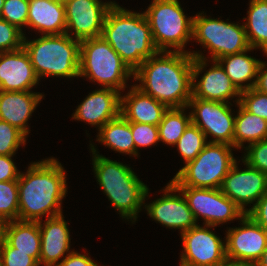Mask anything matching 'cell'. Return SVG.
<instances>
[{
  "label": "cell",
  "mask_w": 267,
  "mask_h": 266,
  "mask_svg": "<svg viewBox=\"0 0 267 266\" xmlns=\"http://www.w3.org/2000/svg\"><path fill=\"white\" fill-rule=\"evenodd\" d=\"M193 59L190 53L159 51L134 71V80L140 82L135 86L168 108L188 109Z\"/></svg>",
  "instance_id": "obj_1"
},
{
  "label": "cell",
  "mask_w": 267,
  "mask_h": 266,
  "mask_svg": "<svg viewBox=\"0 0 267 266\" xmlns=\"http://www.w3.org/2000/svg\"><path fill=\"white\" fill-rule=\"evenodd\" d=\"M18 200L20 221H41L61 215L62 201L67 193L66 174L54 157L33 162L26 173H20ZM43 216V217H42Z\"/></svg>",
  "instance_id": "obj_2"
},
{
  "label": "cell",
  "mask_w": 267,
  "mask_h": 266,
  "mask_svg": "<svg viewBox=\"0 0 267 266\" xmlns=\"http://www.w3.org/2000/svg\"><path fill=\"white\" fill-rule=\"evenodd\" d=\"M101 36L133 72L159 52L144 12H132L116 2L106 13Z\"/></svg>",
  "instance_id": "obj_3"
},
{
  "label": "cell",
  "mask_w": 267,
  "mask_h": 266,
  "mask_svg": "<svg viewBox=\"0 0 267 266\" xmlns=\"http://www.w3.org/2000/svg\"><path fill=\"white\" fill-rule=\"evenodd\" d=\"M90 149L93 154V171L100 188L113 208L121 214L120 217L135 222L145 204L149 188L129 166L98 154L92 143Z\"/></svg>",
  "instance_id": "obj_4"
},
{
  "label": "cell",
  "mask_w": 267,
  "mask_h": 266,
  "mask_svg": "<svg viewBox=\"0 0 267 266\" xmlns=\"http://www.w3.org/2000/svg\"><path fill=\"white\" fill-rule=\"evenodd\" d=\"M23 47L39 79L79 77L80 41L68 34L42 35L32 41L24 36Z\"/></svg>",
  "instance_id": "obj_5"
},
{
  "label": "cell",
  "mask_w": 267,
  "mask_h": 266,
  "mask_svg": "<svg viewBox=\"0 0 267 266\" xmlns=\"http://www.w3.org/2000/svg\"><path fill=\"white\" fill-rule=\"evenodd\" d=\"M131 76L134 72L102 36L80 41L79 77L120 92Z\"/></svg>",
  "instance_id": "obj_6"
},
{
  "label": "cell",
  "mask_w": 267,
  "mask_h": 266,
  "mask_svg": "<svg viewBox=\"0 0 267 266\" xmlns=\"http://www.w3.org/2000/svg\"><path fill=\"white\" fill-rule=\"evenodd\" d=\"M144 14L158 51L189 53L184 48L192 40L194 17L185 15L178 0H153Z\"/></svg>",
  "instance_id": "obj_7"
},
{
  "label": "cell",
  "mask_w": 267,
  "mask_h": 266,
  "mask_svg": "<svg viewBox=\"0 0 267 266\" xmlns=\"http://www.w3.org/2000/svg\"><path fill=\"white\" fill-rule=\"evenodd\" d=\"M231 148L235 147L226 143H208L171 181L177 187L220 188L224 177L237 161Z\"/></svg>",
  "instance_id": "obj_8"
},
{
  "label": "cell",
  "mask_w": 267,
  "mask_h": 266,
  "mask_svg": "<svg viewBox=\"0 0 267 266\" xmlns=\"http://www.w3.org/2000/svg\"><path fill=\"white\" fill-rule=\"evenodd\" d=\"M202 14L197 13L193 18L192 39L209 49L212 61L250 48L244 24L224 22Z\"/></svg>",
  "instance_id": "obj_9"
},
{
  "label": "cell",
  "mask_w": 267,
  "mask_h": 266,
  "mask_svg": "<svg viewBox=\"0 0 267 266\" xmlns=\"http://www.w3.org/2000/svg\"><path fill=\"white\" fill-rule=\"evenodd\" d=\"M185 196L196 221L202 217L203 225L218 226L234 219L240 220L246 213L220 188L205 189L193 187H177Z\"/></svg>",
  "instance_id": "obj_10"
},
{
  "label": "cell",
  "mask_w": 267,
  "mask_h": 266,
  "mask_svg": "<svg viewBox=\"0 0 267 266\" xmlns=\"http://www.w3.org/2000/svg\"><path fill=\"white\" fill-rule=\"evenodd\" d=\"M231 103L201 100L191 97L187 108H192L191 121L200 128L208 143H226L233 146L235 117ZM214 138V139H213Z\"/></svg>",
  "instance_id": "obj_11"
},
{
  "label": "cell",
  "mask_w": 267,
  "mask_h": 266,
  "mask_svg": "<svg viewBox=\"0 0 267 266\" xmlns=\"http://www.w3.org/2000/svg\"><path fill=\"white\" fill-rule=\"evenodd\" d=\"M189 53L194 57L192 64V97L207 101L230 103L228 102L229 98L232 100L235 96L238 98L236 104L240 102L241 92L232 83L217 61H212L211 68L197 82L198 75L207 66V58L197 51H189Z\"/></svg>",
  "instance_id": "obj_12"
},
{
  "label": "cell",
  "mask_w": 267,
  "mask_h": 266,
  "mask_svg": "<svg viewBox=\"0 0 267 266\" xmlns=\"http://www.w3.org/2000/svg\"><path fill=\"white\" fill-rule=\"evenodd\" d=\"M214 226H194L181 234L183 249L180 264L185 266H217L226 258V244L210 231ZM210 228V229H209Z\"/></svg>",
  "instance_id": "obj_13"
},
{
  "label": "cell",
  "mask_w": 267,
  "mask_h": 266,
  "mask_svg": "<svg viewBox=\"0 0 267 266\" xmlns=\"http://www.w3.org/2000/svg\"><path fill=\"white\" fill-rule=\"evenodd\" d=\"M114 2H102L101 0H69L65 2V33L79 41L100 37L106 13Z\"/></svg>",
  "instance_id": "obj_14"
},
{
  "label": "cell",
  "mask_w": 267,
  "mask_h": 266,
  "mask_svg": "<svg viewBox=\"0 0 267 266\" xmlns=\"http://www.w3.org/2000/svg\"><path fill=\"white\" fill-rule=\"evenodd\" d=\"M240 223L226 232V258L255 264L267 248V231L247 214Z\"/></svg>",
  "instance_id": "obj_15"
},
{
  "label": "cell",
  "mask_w": 267,
  "mask_h": 266,
  "mask_svg": "<svg viewBox=\"0 0 267 266\" xmlns=\"http://www.w3.org/2000/svg\"><path fill=\"white\" fill-rule=\"evenodd\" d=\"M242 162L246 168L238 169L236 161L224 177L220 190L247 213L245 206L255 202L254 206L267 192V174Z\"/></svg>",
  "instance_id": "obj_16"
},
{
  "label": "cell",
  "mask_w": 267,
  "mask_h": 266,
  "mask_svg": "<svg viewBox=\"0 0 267 266\" xmlns=\"http://www.w3.org/2000/svg\"><path fill=\"white\" fill-rule=\"evenodd\" d=\"M163 196L146 204L147 214L166 228L180 229L181 234L198 224L188 202L177 186L170 181L163 189ZM176 192L179 194L176 195Z\"/></svg>",
  "instance_id": "obj_17"
},
{
  "label": "cell",
  "mask_w": 267,
  "mask_h": 266,
  "mask_svg": "<svg viewBox=\"0 0 267 266\" xmlns=\"http://www.w3.org/2000/svg\"><path fill=\"white\" fill-rule=\"evenodd\" d=\"M39 80L24 47L0 53V91H30Z\"/></svg>",
  "instance_id": "obj_18"
},
{
  "label": "cell",
  "mask_w": 267,
  "mask_h": 266,
  "mask_svg": "<svg viewBox=\"0 0 267 266\" xmlns=\"http://www.w3.org/2000/svg\"><path fill=\"white\" fill-rule=\"evenodd\" d=\"M121 92L112 88L89 93L73 113L72 119L86 121L98 130L120 114Z\"/></svg>",
  "instance_id": "obj_19"
},
{
  "label": "cell",
  "mask_w": 267,
  "mask_h": 266,
  "mask_svg": "<svg viewBox=\"0 0 267 266\" xmlns=\"http://www.w3.org/2000/svg\"><path fill=\"white\" fill-rule=\"evenodd\" d=\"M39 221L41 235L40 266H57L70 250V232L63 214Z\"/></svg>",
  "instance_id": "obj_20"
},
{
  "label": "cell",
  "mask_w": 267,
  "mask_h": 266,
  "mask_svg": "<svg viewBox=\"0 0 267 266\" xmlns=\"http://www.w3.org/2000/svg\"><path fill=\"white\" fill-rule=\"evenodd\" d=\"M43 95L33 91H0V120L8 122L28 136V119Z\"/></svg>",
  "instance_id": "obj_21"
},
{
  "label": "cell",
  "mask_w": 267,
  "mask_h": 266,
  "mask_svg": "<svg viewBox=\"0 0 267 266\" xmlns=\"http://www.w3.org/2000/svg\"><path fill=\"white\" fill-rule=\"evenodd\" d=\"M167 110L165 104L143 93L135 85L121 96L120 114L129 122L158 126Z\"/></svg>",
  "instance_id": "obj_22"
},
{
  "label": "cell",
  "mask_w": 267,
  "mask_h": 266,
  "mask_svg": "<svg viewBox=\"0 0 267 266\" xmlns=\"http://www.w3.org/2000/svg\"><path fill=\"white\" fill-rule=\"evenodd\" d=\"M27 26L42 35L65 33L64 3L56 0H29Z\"/></svg>",
  "instance_id": "obj_23"
},
{
  "label": "cell",
  "mask_w": 267,
  "mask_h": 266,
  "mask_svg": "<svg viewBox=\"0 0 267 266\" xmlns=\"http://www.w3.org/2000/svg\"><path fill=\"white\" fill-rule=\"evenodd\" d=\"M251 50L253 51L252 47L216 60L240 92L249 90L256 84L260 60L247 55ZM249 81L250 83H245Z\"/></svg>",
  "instance_id": "obj_24"
},
{
  "label": "cell",
  "mask_w": 267,
  "mask_h": 266,
  "mask_svg": "<svg viewBox=\"0 0 267 266\" xmlns=\"http://www.w3.org/2000/svg\"><path fill=\"white\" fill-rule=\"evenodd\" d=\"M3 239L16 251L29 253L40 266L41 235L38 222L9 221Z\"/></svg>",
  "instance_id": "obj_25"
},
{
  "label": "cell",
  "mask_w": 267,
  "mask_h": 266,
  "mask_svg": "<svg viewBox=\"0 0 267 266\" xmlns=\"http://www.w3.org/2000/svg\"><path fill=\"white\" fill-rule=\"evenodd\" d=\"M97 135V140L105 146L122 154L138 156L132 137L131 122L121 114L102 126Z\"/></svg>",
  "instance_id": "obj_26"
},
{
  "label": "cell",
  "mask_w": 267,
  "mask_h": 266,
  "mask_svg": "<svg viewBox=\"0 0 267 266\" xmlns=\"http://www.w3.org/2000/svg\"><path fill=\"white\" fill-rule=\"evenodd\" d=\"M238 114L235 116L233 146L244 147V143L253 144L267 138V120L247 111L237 103Z\"/></svg>",
  "instance_id": "obj_27"
},
{
  "label": "cell",
  "mask_w": 267,
  "mask_h": 266,
  "mask_svg": "<svg viewBox=\"0 0 267 266\" xmlns=\"http://www.w3.org/2000/svg\"><path fill=\"white\" fill-rule=\"evenodd\" d=\"M244 24L250 47L261 49L267 55V1L250 0Z\"/></svg>",
  "instance_id": "obj_28"
},
{
  "label": "cell",
  "mask_w": 267,
  "mask_h": 266,
  "mask_svg": "<svg viewBox=\"0 0 267 266\" xmlns=\"http://www.w3.org/2000/svg\"><path fill=\"white\" fill-rule=\"evenodd\" d=\"M182 108H168L158 125L159 141L167 145H175L183 135L191 121V113L186 115Z\"/></svg>",
  "instance_id": "obj_29"
},
{
  "label": "cell",
  "mask_w": 267,
  "mask_h": 266,
  "mask_svg": "<svg viewBox=\"0 0 267 266\" xmlns=\"http://www.w3.org/2000/svg\"><path fill=\"white\" fill-rule=\"evenodd\" d=\"M207 140L204 132L191 122L175 146L186 164L204 149L208 144Z\"/></svg>",
  "instance_id": "obj_30"
},
{
  "label": "cell",
  "mask_w": 267,
  "mask_h": 266,
  "mask_svg": "<svg viewBox=\"0 0 267 266\" xmlns=\"http://www.w3.org/2000/svg\"><path fill=\"white\" fill-rule=\"evenodd\" d=\"M0 215L8 222L18 220L19 200L17 180L0 182Z\"/></svg>",
  "instance_id": "obj_31"
},
{
  "label": "cell",
  "mask_w": 267,
  "mask_h": 266,
  "mask_svg": "<svg viewBox=\"0 0 267 266\" xmlns=\"http://www.w3.org/2000/svg\"><path fill=\"white\" fill-rule=\"evenodd\" d=\"M26 135L8 122L0 120V155H15L26 143Z\"/></svg>",
  "instance_id": "obj_32"
},
{
  "label": "cell",
  "mask_w": 267,
  "mask_h": 266,
  "mask_svg": "<svg viewBox=\"0 0 267 266\" xmlns=\"http://www.w3.org/2000/svg\"><path fill=\"white\" fill-rule=\"evenodd\" d=\"M29 0H5L0 18L22 31L27 26Z\"/></svg>",
  "instance_id": "obj_33"
},
{
  "label": "cell",
  "mask_w": 267,
  "mask_h": 266,
  "mask_svg": "<svg viewBox=\"0 0 267 266\" xmlns=\"http://www.w3.org/2000/svg\"><path fill=\"white\" fill-rule=\"evenodd\" d=\"M24 36L23 31L0 18V53L21 49Z\"/></svg>",
  "instance_id": "obj_34"
},
{
  "label": "cell",
  "mask_w": 267,
  "mask_h": 266,
  "mask_svg": "<svg viewBox=\"0 0 267 266\" xmlns=\"http://www.w3.org/2000/svg\"><path fill=\"white\" fill-rule=\"evenodd\" d=\"M239 103L250 113L267 120V94L253 87L241 92Z\"/></svg>",
  "instance_id": "obj_35"
},
{
  "label": "cell",
  "mask_w": 267,
  "mask_h": 266,
  "mask_svg": "<svg viewBox=\"0 0 267 266\" xmlns=\"http://www.w3.org/2000/svg\"><path fill=\"white\" fill-rule=\"evenodd\" d=\"M131 131L137 153L139 147H149L160 142L158 126L131 122Z\"/></svg>",
  "instance_id": "obj_36"
},
{
  "label": "cell",
  "mask_w": 267,
  "mask_h": 266,
  "mask_svg": "<svg viewBox=\"0 0 267 266\" xmlns=\"http://www.w3.org/2000/svg\"><path fill=\"white\" fill-rule=\"evenodd\" d=\"M244 149L246 153L241 160L267 174V138L247 145Z\"/></svg>",
  "instance_id": "obj_37"
},
{
  "label": "cell",
  "mask_w": 267,
  "mask_h": 266,
  "mask_svg": "<svg viewBox=\"0 0 267 266\" xmlns=\"http://www.w3.org/2000/svg\"><path fill=\"white\" fill-rule=\"evenodd\" d=\"M0 252L3 266H39V263L29 253L16 251L4 239L0 240Z\"/></svg>",
  "instance_id": "obj_38"
},
{
  "label": "cell",
  "mask_w": 267,
  "mask_h": 266,
  "mask_svg": "<svg viewBox=\"0 0 267 266\" xmlns=\"http://www.w3.org/2000/svg\"><path fill=\"white\" fill-rule=\"evenodd\" d=\"M246 214L267 231V192L254 206L247 209Z\"/></svg>",
  "instance_id": "obj_39"
},
{
  "label": "cell",
  "mask_w": 267,
  "mask_h": 266,
  "mask_svg": "<svg viewBox=\"0 0 267 266\" xmlns=\"http://www.w3.org/2000/svg\"><path fill=\"white\" fill-rule=\"evenodd\" d=\"M13 155H0V182L18 180L20 171L12 160Z\"/></svg>",
  "instance_id": "obj_40"
},
{
  "label": "cell",
  "mask_w": 267,
  "mask_h": 266,
  "mask_svg": "<svg viewBox=\"0 0 267 266\" xmlns=\"http://www.w3.org/2000/svg\"><path fill=\"white\" fill-rule=\"evenodd\" d=\"M57 266H98V264L88 254H81L73 250L66 254V257Z\"/></svg>",
  "instance_id": "obj_41"
},
{
  "label": "cell",
  "mask_w": 267,
  "mask_h": 266,
  "mask_svg": "<svg viewBox=\"0 0 267 266\" xmlns=\"http://www.w3.org/2000/svg\"><path fill=\"white\" fill-rule=\"evenodd\" d=\"M255 89L258 91L267 94V63L260 61L258 72H257V80L255 84Z\"/></svg>",
  "instance_id": "obj_42"
},
{
  "label": "cell",
  "mask_w": 267,
  "mask_h": 266,
  "mask_svg": "<svg viewBox=\"0 0 267 266\" xmlns=\"http://www.w3.org/2000/svg\"><path fill=\"white\" fill-rule=\"evenodd\" d=\"M217 266H255V265L249 262H237L226 259L224 262L220 263Z\"/></svg>",
  "instance_id": "obj_43"
},
{
  "label": "cell",
  "mask_w": 267,
  "mask_h": 266,
  "mask_svg": "<svg viewBox=\"0 0 267 266\" xmlns=\"http://www.w3.org/2000/svg\"><path fill=\"white\" fill-rule=\"evenodd\" d=\"M255 266H267V248L262 253V256L256 261Z\"/></svg>",
  "instance_id": "obj_44"
},
{
  "label": "cell",
  "mask_w": 267,
  "mask_h": 266,
  "mask_svg": "<svg viewBox=\"0 0 267 266\" xmlns=\"http://www.w3.org/2000/svg\"><path fill=\"white\" fill-rule=\"evenodd\" d=\"M7 220L0 215V240L3 239L6 230Z\"/></svg>",
  "instance_id": "obj_45"
},
{
  "label": "cell",
  "mask_w": 267,
  "mask_h": 266,
  "mask_svg": "<svg viewBox=\"0 0 267 266\" xmlns=\"http://www.w3.org/2000/svg\"><path fill=\"white\" fill-rule=\"evenodd\" d=\"M5 0H0V15L3 9V4H4Z\"/></svg>",
  "instance_id": "obj_46"
},
{
  "label": "cell",
  "mask_w": 267,
  "mask_h": 266,
  "mask_svg": "<svg viewBox=\"0 0 267 266\" xmlns=\"http://www.w3.org/2000/svg\"><path fill=\"white\" fill-rule=\"evenodd\" d=\"M0 266H3V260H2L1 252H0Z\"/></svg>",
  "instance_id": "obj_47"
},
{
  "label": "cell",
  "mask_w": 267,
  "mask_h": 266,
  "mask_svg": "<svg viewBox=\"0 0 267 266\" xmlns=\"http://www.w3.org/2000/svg\"><path fill=\"white\" fill-rule=\"evenodd\" d=\"M56 1L65 3V2H67V1H69V0H56Z\"/></svg>",
  "instance_id": "obj_48"
}]
</instances>
